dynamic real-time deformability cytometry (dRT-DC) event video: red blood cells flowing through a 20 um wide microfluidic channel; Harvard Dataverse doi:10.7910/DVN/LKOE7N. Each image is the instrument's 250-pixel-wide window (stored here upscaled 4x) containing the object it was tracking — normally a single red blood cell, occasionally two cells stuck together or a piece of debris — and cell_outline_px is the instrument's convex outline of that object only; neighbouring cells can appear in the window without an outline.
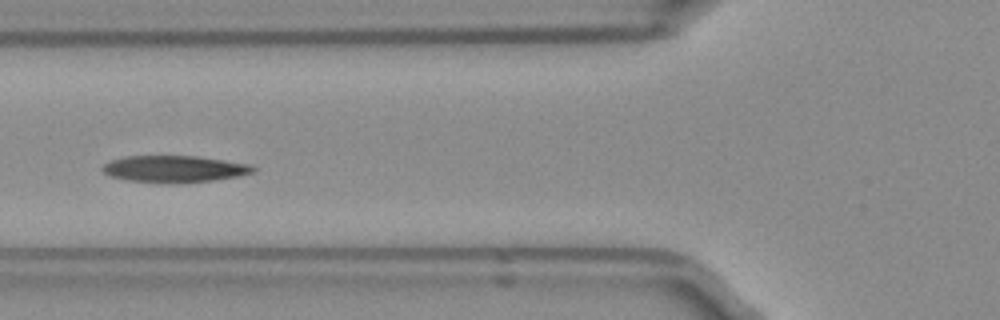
{"species": "Egyptian fruit bat (a non-hibernating species)", "species_latin": "Rousettus aegyptiacus", "temperature_condition": "room temperature", "stored_images_in_passage": 38, "camera_frame_rate_fps": 3000, "um_per_image_px": 0.085, "frame": {"image": 1, "passage_image": 6, "time_ms": 1.667, "image_size_px": [1000, 320], "cell_outline_px": [[256, 172], [240, 176], [212, 180], [172, 184], [128, 180], [112, 176], [104, 172], [100, 168], [104, 164], [112, 160], [124, 156], [196, 156], [252, 164], [256, 168]], "centroid_in_image_um": [14.87, 14.36], "position_along_channel_um": 110.9, "area_um2": 23.58}}
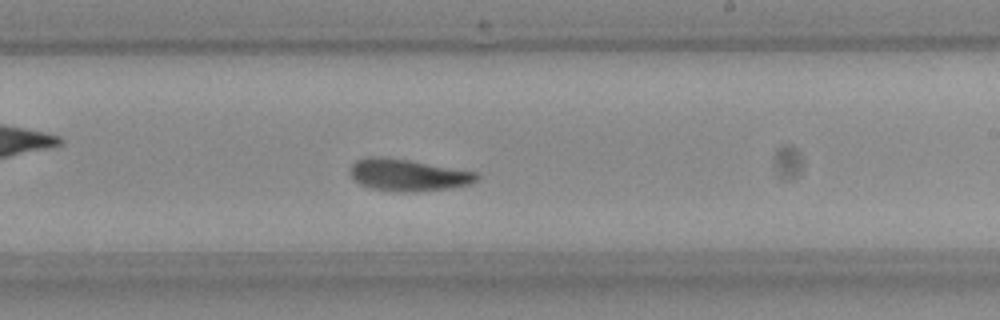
{"frame": {"image": 2, "passage_image": 17, "time_ms": 5.333, "image_size_px": [1000, 320], "cell_outline_px": [[480, 176], [472, 184], [452, 188], [416, 192], [396, 192], [368, 188], [360, 184], [348, 172], [348, 168], [356, 160], [368, 156], [376, 156], [408, 160], [480, 172]], "centroid_in_image_um": [34.69, 14.89], "position_along_channel_um": 254.3, "area_um2": 23.99}}
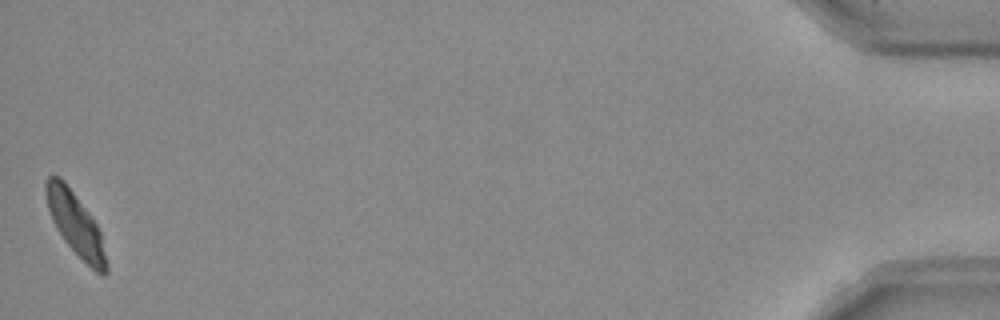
{"frame": {"image": 3, "passage_image": 38, "time_ms": 12.333, "image_size_px": [1000, 320], "cell_outline_px": [[108, 272], [104, 276], [100, 276], [64, 240], [56, 228], [52, 220], [48, 208], [44, 192], [44, 184], [48, 176], [60, 176], [64, 180], [88, 212], [96, 224], [100, 232], [108, 264]], "centroid_in_image_um": [6.41, 19.03], "position_along_channel_um": 428.8, "area_um2": 21.85}, "authors_computed_cell_mechanics": {"area_um2": 23.1489, "velocity_mm_per_s": 3.9155, "shape_relaxation_time_tau1_ms": 3.5029, "shape_relaxation_time_tau2_ms": 1.9553, "deformation_change_tau1": 0.1595, "deformation_change_tau2": 0.0842}}